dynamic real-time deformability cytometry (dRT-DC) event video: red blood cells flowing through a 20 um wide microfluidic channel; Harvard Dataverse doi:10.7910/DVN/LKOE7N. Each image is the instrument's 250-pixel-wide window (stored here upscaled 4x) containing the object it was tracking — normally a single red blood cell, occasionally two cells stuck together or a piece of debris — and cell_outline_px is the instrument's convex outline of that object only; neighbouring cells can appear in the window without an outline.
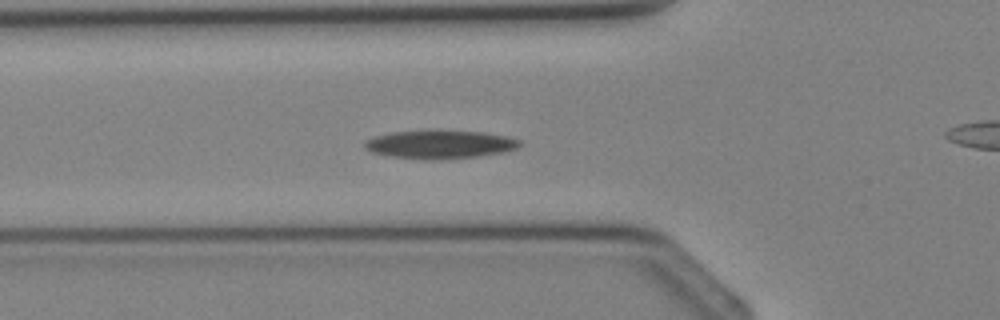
{"species": "Egyptian fruit bat (a non-hibernating species)", "species_latin": "Rousettus aegyptiacus", "temperature_condition": "cold", "stored_images_in_passage": 33, "camera_frame_rate_fps": 3000, "um_per_image_px": 0.085, "animal": {"sex": "female"}, "frame": {"image": 1, "passage_image": 12, "time_ms": 3.667, "image_size_px": [1000, 320], "cell_outline_px": [[524, 144], [516, 148], [504, 152], [476, 156], [392, 156], [372, 152], [364, 148], [364, 144], [368, 140], [376, 136], [392, 132], [440, 128], [484, 132], [504, 136], [520, 140]], "centroid_in_image_um": [37.45, 12.18], "position_along_channel_um": 88.3, "area_um2": 24.8}}
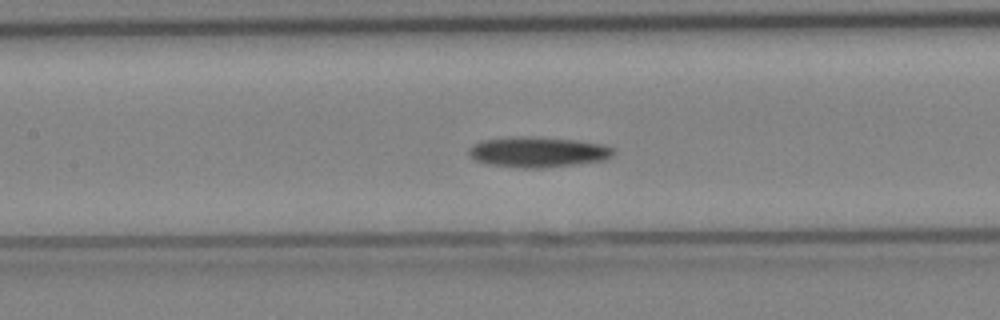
{"frame": {"image": 2, "passage_image": 16, "time_ms": 5.0, "image_size_px": [1000, 320], "cell_outline_px": [[616, 152], [612, 156], [604, 160], [544, 168], [524, 168], [488, 164], [476, 160], [468, 152], [480, 140], [516, 136], [524, 136], [572, 140], [600, 144], [612, 148]], "centroid_in_image_um": [45.73, 12.92], "position_along_channel_um": 161.7, "area_um2": 25.2}}
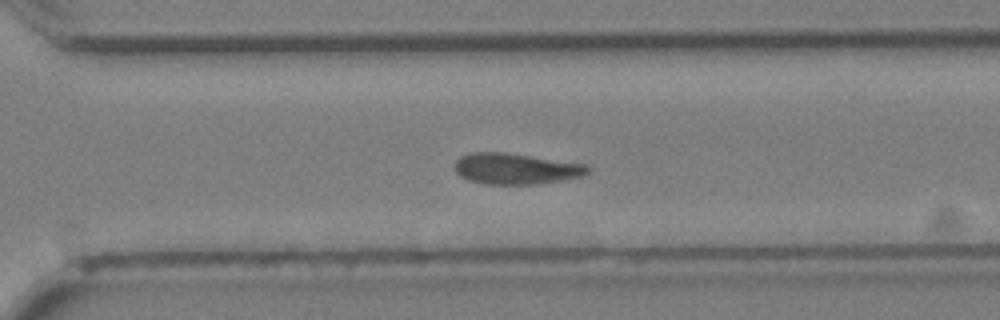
{"frame": {"image": 3, "passage_image": 25, "time_ms": 8.0, "image_size_px": [1000, 320], "cell_outline_px": [[592, 168], [588, 172], [580, 176], [560, 180], [536, 184], [484, 184], [468, 180], [460, 176], [456, 172], [456, 160], [460, 156], [472, 152], [504, 152], [588, 164]], "centroid_in_image_um": [43.84, 14.33], "position_along_channel_um": 326.8, "area_um2": 23.99}}